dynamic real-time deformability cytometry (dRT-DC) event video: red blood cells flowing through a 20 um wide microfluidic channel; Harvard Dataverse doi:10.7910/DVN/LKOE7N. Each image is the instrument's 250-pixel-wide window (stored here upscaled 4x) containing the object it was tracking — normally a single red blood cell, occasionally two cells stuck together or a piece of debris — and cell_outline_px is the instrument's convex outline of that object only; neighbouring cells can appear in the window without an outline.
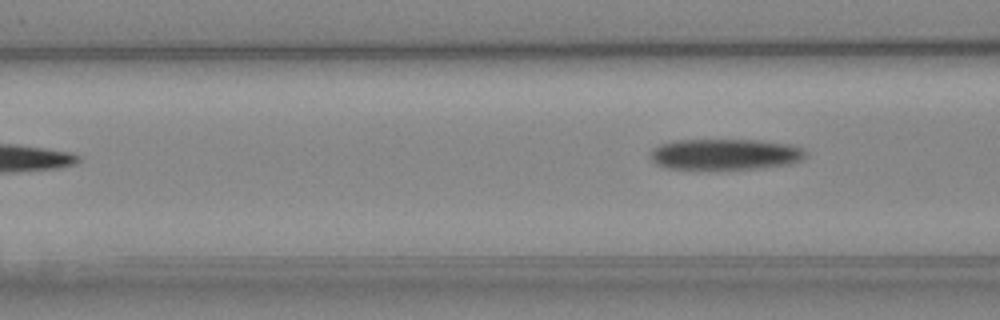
{"species": "Egyptian fruit bat (a non-hibernating species)", "species_latin": "Rousettus aegyptiacus", "temperature_condition": "cold", "stored_images_in_passage": 6, "camera_frame_rate_fps": 3000, "um_per_image_px": 0.085, "animal": {"sex": "female"}, "frame": {"image": 1, "passage_image": 6, "time_ms": 6.0, "image_size_px": [1000, 320], "cell_outline_px": [[808, 152], [800, 160], [792, 164], [764, 168], [664, 168], [656, 164], [648, 156], [652, 148], [660, 144], [676, 140], [756, 140], [792, 144], [804, 148]], "centroid_in_image_um": [61.65, 13.1], "position_along_channel_um": 104.9, "area_um2": 28.09}}